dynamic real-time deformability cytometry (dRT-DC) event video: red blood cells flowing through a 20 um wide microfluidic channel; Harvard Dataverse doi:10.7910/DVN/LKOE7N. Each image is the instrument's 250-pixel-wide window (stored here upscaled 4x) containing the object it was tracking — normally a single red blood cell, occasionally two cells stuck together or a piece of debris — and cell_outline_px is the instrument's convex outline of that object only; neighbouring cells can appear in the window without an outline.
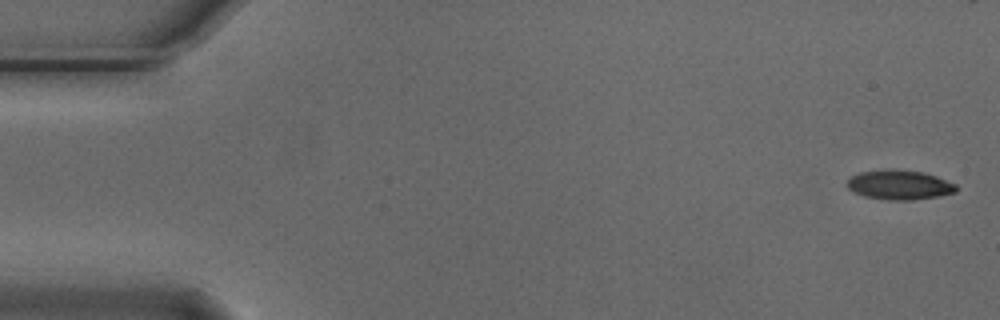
{"species": "Egyptian fruit bat (a non-hibernating species)", "species_latin": "Rousettus aegyptiacus", "temperature_condition": "cold", "stored_images_in_passage": 6, "camera_frame_rate_fps": 3000, "um_per_image_px": 0.085, "animal": {"sex": "male"}, "frame": {"image": 1, "passage_image": 1, "time_ms": 0.0, "image_size_px": [1000, 320], "cell_outline_px": [[956, 192], [936, 196], [912, 200], [888, 200], [864, 196], [848, 188], [848, 180], [852, 176], [860, 172], [884, 168], [892, 168], [924, 172], [936, 176], [956, 184]], "centroid_in_image_um": [76.45, 15.69], "position_along_channel_um": 8.6, "area_um2": 18.79}}
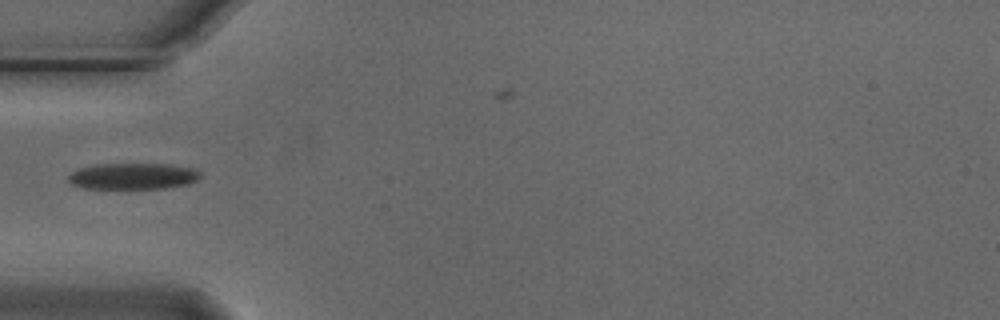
{"frame": {"image": 2, "passage_image": 5, "time_ms": 1.333, "image_size_px": [1000, 320], "cell_outline_px": [[200, 176], [196, 180], [188, 184], [164, 188], [84, 188], [72, 184], [68, 180], [68, 176], [72, 172], [80, 168], [92, 164], [172, 164], [196, 168], [200, 172]], "centroid_in_image_um": [11.32, 14.96], "position_along_channel_um": 73.7, "area_um2": 20.23}}